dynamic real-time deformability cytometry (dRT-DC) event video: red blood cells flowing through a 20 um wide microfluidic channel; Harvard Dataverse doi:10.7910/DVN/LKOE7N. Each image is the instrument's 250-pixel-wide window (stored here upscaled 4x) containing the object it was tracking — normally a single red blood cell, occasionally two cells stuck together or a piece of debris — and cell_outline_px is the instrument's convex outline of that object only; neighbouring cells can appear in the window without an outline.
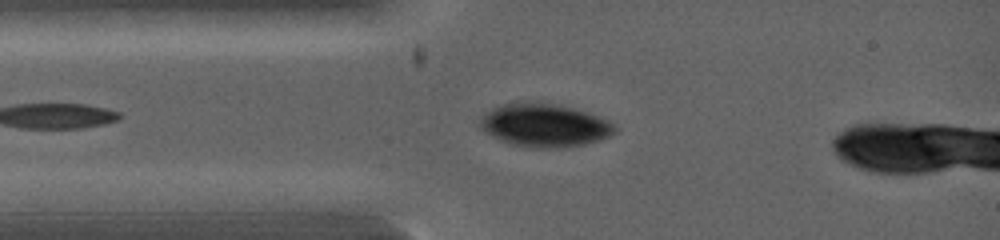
{"species": "common noctule bat (a hibernating species)", "species_latin": "Nyctalus noctula", "temperature_condition": "warm", "stored_images_in_passage": 28, "camera_frame_rate_fps": 5000, "um_per_image_px": 0.085, "animal": {"sex": "female", "body_mass_g": 19.0, "forearm_length_mm": 53.3}, "frame": {"image": 1, "passage_image": 6, "time_ms": 1.2, "image_size_px": [1000, 240], "cell_outline_px": [[616, 132], [600, 140], [584, 144], [544, 148], [512, 144], [500, 140], [492, 136], [480, 128], [480, 120], [484, 112], [500, 104], [520, 100], [524, 100], [556, 104], [572, 108], [608, 120], [616, 128]], "centroid_in_image_um": [46.22, 10.61], "position_along_channel_um": 38.8, "area_um2": 33.7}}